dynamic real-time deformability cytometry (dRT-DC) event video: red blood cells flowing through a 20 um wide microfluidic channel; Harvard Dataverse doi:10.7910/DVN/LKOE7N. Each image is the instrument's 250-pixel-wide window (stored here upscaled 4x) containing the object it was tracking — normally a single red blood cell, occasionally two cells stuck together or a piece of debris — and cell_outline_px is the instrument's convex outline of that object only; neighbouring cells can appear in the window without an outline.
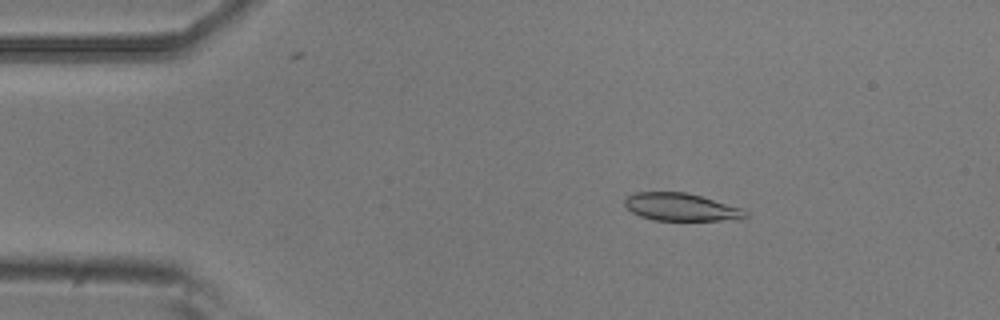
{"species": "common noctule bat (a hibernating species)", "species_latin": "Nyctalus noctula", "temperature_condition": "room temperature", "stored_images_in_passage": 4, "camera_frame_rate_fps": 3000, "um_per_image_px": 0.085, "animal": {"sex": "male", "body_mass_g": 20.5, "forearm_length_mm": 52.5}, "frame": {"image": 1, "passage_image": 3, "time_ms": 0.667, "image_size_px": [1000, 320], "cell_outline_px": [[748, 216], [744, 220], [656, 220], [640, 216], [632, 212], [624, 204], [624, 200], [628, 196], [636, 192], [684, 192], [700, 196], [744, 208], [748, 212]], "centroid_in_image_um": [57.96, 17.61], "position_along_channel_um": 27.0, "area_um2": 19.54}}